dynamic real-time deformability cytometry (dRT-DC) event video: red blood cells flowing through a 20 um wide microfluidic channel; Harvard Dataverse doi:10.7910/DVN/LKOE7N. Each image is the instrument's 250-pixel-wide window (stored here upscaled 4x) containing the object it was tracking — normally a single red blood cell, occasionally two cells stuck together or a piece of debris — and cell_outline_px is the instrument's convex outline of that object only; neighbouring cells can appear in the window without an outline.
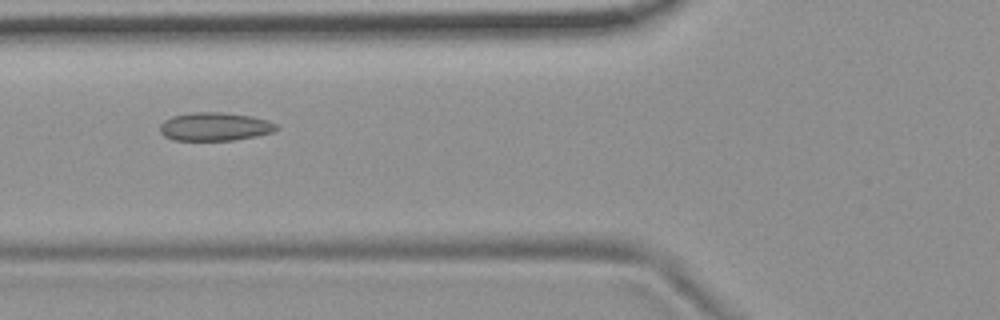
{"species": "common noctule bat (a hibernating species)", "species_latin": "Nyctalus noctula", "temperature_condition": "room temperature", "stored_images_in_passage": 8, "camera_frame_rate_fps": 3000, "um_per_image_px": 0.085, "animal": {"sex": "female", "body_mass_g": 19.9}, "frame": {"image": 1, "passage_image": 6, "time_ms": 6.0, "image_size_px": [1000, 320], "cell_outline_px": [[280, 128], [272, 132], [256, 136], [236, 140], [172, 140], [164, 136], [160, 132], [160, 124], [164, 120], [172, 116], [196, 112], [220, 112], [252, 116], [268, 120], [276, 124]], "centroid_in_image_um": [18.26, 10.76], "position_along_channel_um": 107.5, "area_um2": 19.31}}
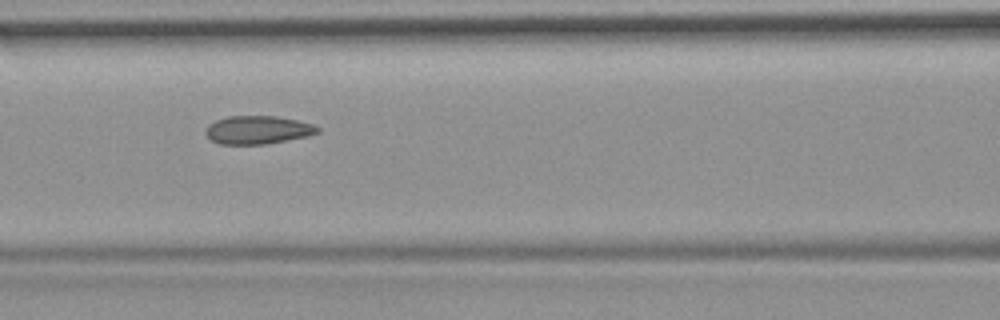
{"frame": {"image": 2, "passage_image": 7, "time_ms": 7.0, "image_size_px": [1000, 320], "cell_outline_px": [[320, 132], [308, 136], [264, 144], [220, 144], [212, 140], [204, 132], [208, 124], [216, 120], [228, 116], [276, 116], [296, 120], [312, 124], [320, 128]], "centroid_in_image_um": [21.9, 11.04], "position_along_channel_um": 144.7, "area_um2": 18.32}}